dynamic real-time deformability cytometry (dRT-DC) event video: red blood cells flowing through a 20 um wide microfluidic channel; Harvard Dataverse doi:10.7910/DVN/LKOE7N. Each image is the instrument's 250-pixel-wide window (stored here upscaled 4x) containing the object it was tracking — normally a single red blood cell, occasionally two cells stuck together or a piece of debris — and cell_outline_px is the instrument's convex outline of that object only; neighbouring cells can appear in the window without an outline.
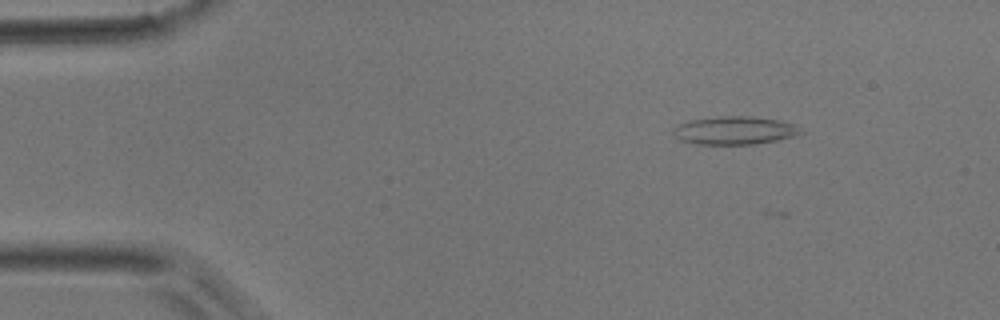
{"species": "common noctule bat (a hibernating species)", "species_latin": "Nyctalus noctula", "temperature_condition": "room temperature", "stored_images_in_passage": 46, "camera_frame_rate_fps": 3000, "um_per_image_px": 0.085, "animal": {"sex": "male", "body_mass_g": 17.9}, "frame": {"image": 1, "passage_image": 6, "time_ms": 1.667, "image_size_px": [1000, 320], "cell_outline_px": [[804, 132], [792, 136], [776, 140], [756, 144], [696, 144], [680, 140], [672, 132], [672, 128], [676, 124], [688, 120], [720, 116], [752, 116], [780, 120], [796, 124]], "centroid_in_image_um": [62.41, 11.07], "position_along_channel_um": 22.6, "area_um2": 21.1}}
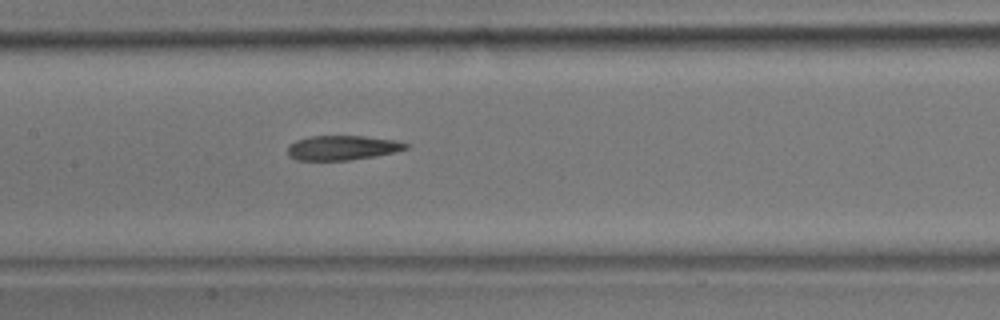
{"frame": {"image": 2, "passage_image": 22, "time_ms": 7.0, "image_size_px": [1000, 320], "cell_outline_px": [[412, 144], [408, 148], [396, 152], [376, 156], [348, 160], [296, 160], [288, 156], [288, 148], [296, 140], [312, 136], [364, 136], [396, 140]], "centroid_in_image_um": [29.16, 12.56], "position_along_channel_um": 178.2, "area_um2": 16.99}}
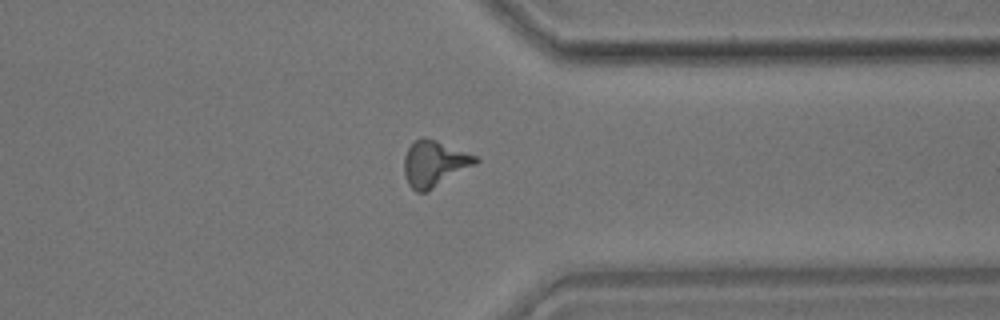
{"frame": {"image": 3, "passage_image": 36, "time_ms": 11.667, "image_size_px": [1000, 320], "cell_outline_px": [[480, 160], [476, 164], [428, 192], [416, 192], [408, 184], [404, 172], [404, 156], [408, 148], [416, 140], [424, 136], [436, 140], [476, 156]], "centroid_in_image_um": [36.91, 13.92], "position_along_channel_um": 374.5, "area_um2": 19.07}}